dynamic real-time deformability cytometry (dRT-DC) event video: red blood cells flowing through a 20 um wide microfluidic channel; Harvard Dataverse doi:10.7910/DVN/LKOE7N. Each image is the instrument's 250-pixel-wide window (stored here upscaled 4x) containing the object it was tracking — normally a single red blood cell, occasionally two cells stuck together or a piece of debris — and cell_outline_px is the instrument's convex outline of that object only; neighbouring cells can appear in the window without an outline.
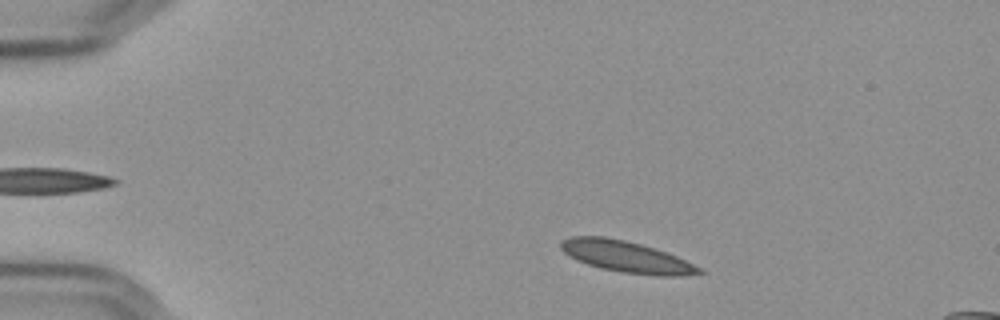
{"species": "Egyptian fruit bat (a non-hibernating species)", "species_latin": "Rousettus aegyptiacus", "temperature_condition": "cold", "stored_images_in_passage": 51, "camera_frame_rate_fps": 3000, "um_per_image_px": 0.085, "frame": {"image": 1, "passage_image": 5, "time_ms": 1.333, "image_size_px": [1000, 320], "cell_outline_px": [[704, 272], [680, 276], [660, 276], [620, 272], [600, 268], [576, 260], [568, 256], [560, 248], [560, 240], [572, 236], [604, 236], [624, 240], [640, 244], [676, 256], [700, 268]], "centroid_in_image_um": [53.16, 21.82], "position_along_channel_um": 31.8, "area_um2": 25.03}}
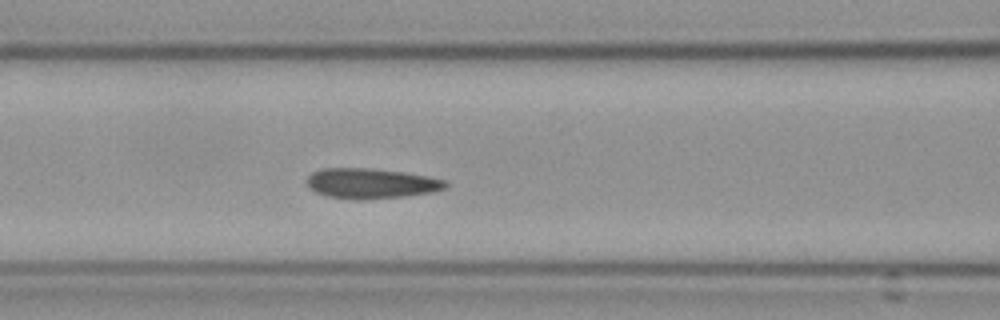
{"frame": {"image": 2, "passage_image": 19, "time_ms": 6.0, "image_size_px": [1000, 320], "cell_outline_px": [[448, 188], [432, 192], [404, 196], [360, 200], [356, 200], [328, 196], [316, 192], [308, 188], [308, 176], [312, 172], [320, 168], [368, 168], [400, 172], [424, 176], [444, 180], [448, 184]], "centroid_in_image_um": [31.51, 15.59], "position_along_channel_um": 135.1, "area_um2": 24.22}}
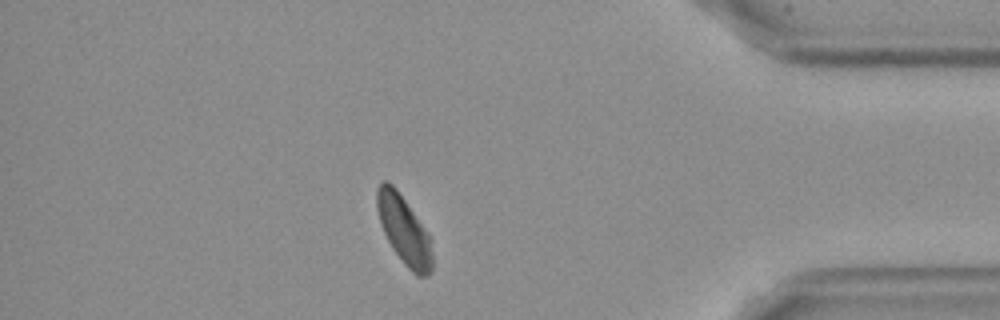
{"frame": {"image": 3, "passage_image": 44, "time_ms": 14.333, "image_size_px": [1000, 320], "cell_outline_px": [[432, 272], [428, 276], [416, 276], [404, 264], [392, 248], [384, 232], [376, 208], [376, 188], [384, 180], [388, 180], [396, 188], [428, 232], [432, 256]], "centroid_in_image_um": [34.33, 19.55], "position_along_channel_um": 400.9, "area_um2": 21.96}, "authors_computed_cell_mechanics": {"area_um2": 23.6402, "velocity_mm_per_s": 3.5679, "shape_relaxation_time_tau1_ms": 6.105, "shape_relaxation_time_tau2_ms": 1.6257, "deformation_change_tau1": 0.1392, "deformation_change_tau2": 0.0399}}